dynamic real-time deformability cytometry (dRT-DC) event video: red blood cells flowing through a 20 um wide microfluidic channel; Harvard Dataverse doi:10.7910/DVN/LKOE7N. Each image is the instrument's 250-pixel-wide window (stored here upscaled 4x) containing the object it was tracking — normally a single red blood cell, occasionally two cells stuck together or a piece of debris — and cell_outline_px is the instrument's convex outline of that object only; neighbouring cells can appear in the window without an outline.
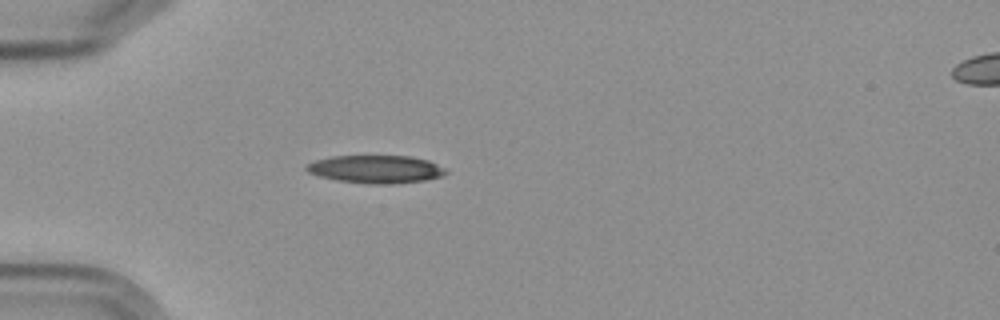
{"species": "Egyptian fruit bat (a non-hibernating species)", "species_latin": "Rousettus aegyptiacus", "temperature_condition": "cold", "stored_images_in_passage": 1, "camera_frame_rate_fps": 3000, "um_per_image_px": 0.085, "frame": {"image": 1, "passage_image": 1, "time_ms": 0.0, "image_size_px": [1000, 320], "cell_outline_px": [[448, 172], [440, 176], [424, 180], [392, 184], [368, 184], [336, 180], [320, 176], [308, 172], [304, 168], [308, 164], [316, 160], [332, 156], [412, 156], [428, 160], [444, 168]], "centroid_in_image_um": [31.93, 14.38], "position_along_channel_um": 53.1, "area_um2": 22.54}}